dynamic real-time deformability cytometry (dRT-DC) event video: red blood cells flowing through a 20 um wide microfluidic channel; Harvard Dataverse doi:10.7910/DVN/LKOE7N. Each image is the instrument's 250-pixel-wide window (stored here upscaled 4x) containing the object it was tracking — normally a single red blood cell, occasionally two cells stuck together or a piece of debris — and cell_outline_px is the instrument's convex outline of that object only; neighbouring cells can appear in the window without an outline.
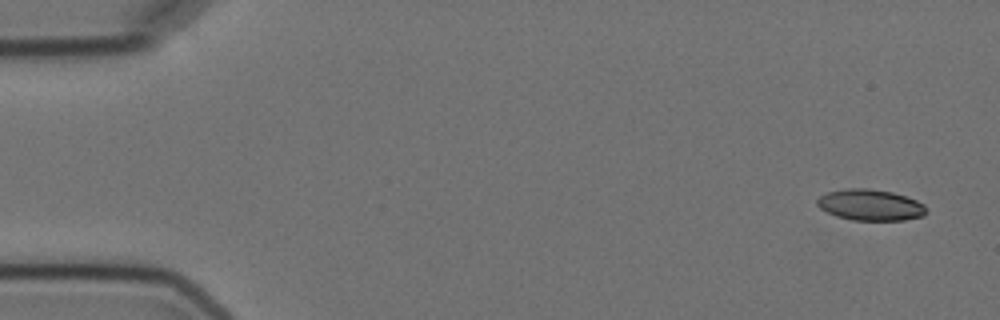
{"species": "Egyptian fruit bat (a non-hibernating species)", "species_latin": "Rousettus aegyptiacus", "temperature_condition": "cold", "stored_images_in_passage": 8, "camera_frame_rate_fps": 3000, "um_per_image_px": 0.085, "animal": {"sex": "female"}, "frame": {"image": 1, "passage_image": 1, "time_ms": 0.0, "image_size_px": [1000, 320], "cell_outline_px": [[928, 212], [924, 216], [904, 220], [852, 220], [836, 216], [820, 208], [816, 204], [816, 200], [820, 196], [828, 192], [848, 188], [868, 188], [892, 192], [916, 200], [924, 204]], "centroid_in_image_um": [73.99, 17.42], "position_along_channel_um": 11.0, "area_um2": 19.83}}
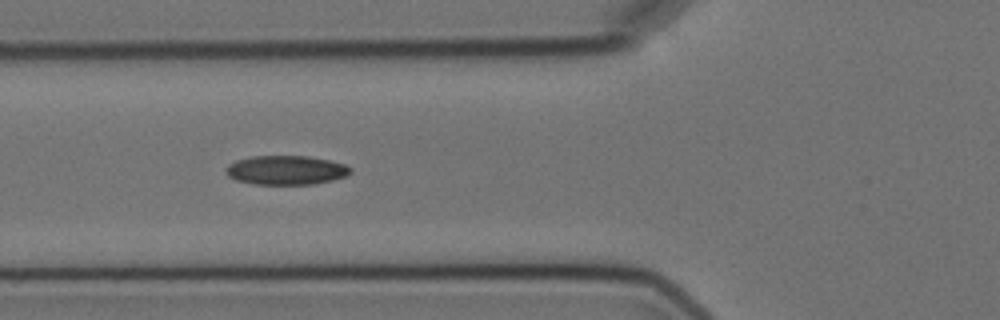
{"frame": {"image": 2, "passage_image": 6, "time_ms": 6.0, "image_size_px": [1000, 320], "cell_outline_px": [[352, 172], [348, 176], [332, 180], [312, 184], [256, 184], [236, 180], [228, 176], [224, 172], [224, 168], [228, 164], [236, 160], [252, 156], [308, 156], [328, 160], [344, 164], [352, 168]], "centroid_in_image_um": [24.3, 14.46], "position_along_channel_um": 101.5, "area_um2": 21.27}}
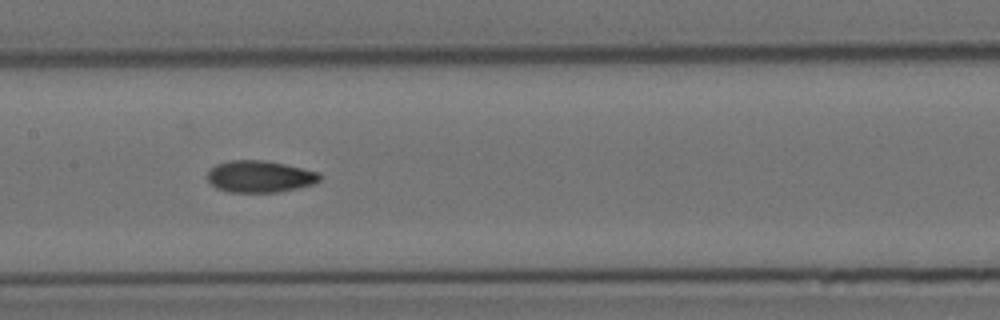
{"frame": {"image": 3, "passage_image": 8, "time_ms": 8.333, "image_size_px": [1000, 320], "cell_outline_px": [[324, 176], [316, 184], [276, 192], [228, 192], [216, 188], [208, 180], [208, 172], [216, 164], [228, 160], [264, 160], [284, 164], [320, 172]], "centroid_in_image_um": [22.12, 15.0], "position_along_channel_um": 185.3, "area_um2": 20.92}}